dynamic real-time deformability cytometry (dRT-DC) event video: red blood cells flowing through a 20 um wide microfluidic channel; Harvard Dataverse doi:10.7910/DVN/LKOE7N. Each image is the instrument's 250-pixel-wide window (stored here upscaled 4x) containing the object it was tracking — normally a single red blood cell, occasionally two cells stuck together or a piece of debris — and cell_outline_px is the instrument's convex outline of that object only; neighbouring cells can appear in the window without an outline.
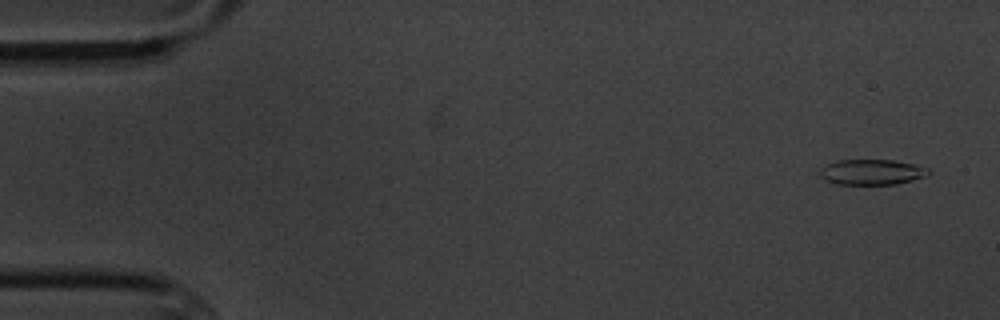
{"species": "common noctule bat (a hibernating species)", "species_latin": "Nyctalus noctula", "temperature_condition": "cold", "stored_images_in_passage": 5, "camera_frame_rate_fps": 3000, "um_per_image_px": 0.085, "animal": {"sex": "male", "body_mass_g": 20.1, "forearm_length_mm": 53.5}, "frame": {"image": 1, "passage_image": 1, "time_ms": 0.0, "image_size_px": [1000, 320], "cell_outline_px": [[932, 172], [924, 176], [912, 180], [896, 184], [836, 184], [820, 176], [820, 168], [836, 160], [892, 160], [916, 164], [928, 168]], "centroid_in_image_um": [74.12, 14.62], "position_along_channel_um": 10.9, "area_um2": 16.01}}
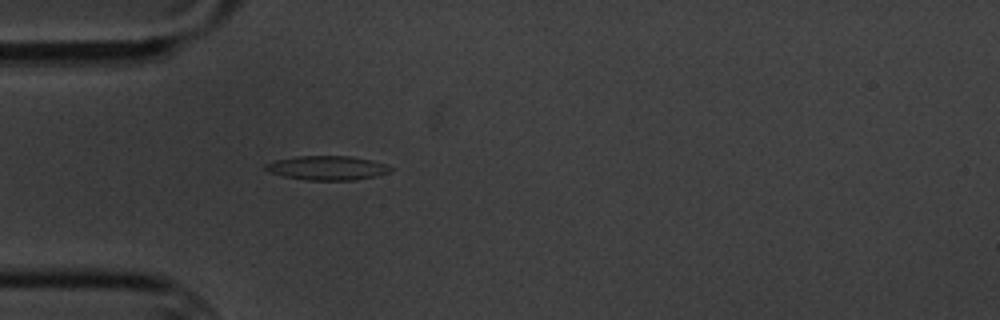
{"frame": {"image": 2, "passage_image": 5, "time_ms": 4.667, "image_size_px": [1000, 320], "cell_outline_px": [[392, 168], [388, 172], [356, 180], [304, 180], [284, 176], [268, 172], [264, 168], [264, 164], [276, 160], [296, 156], [348, 156], [372, 160], [388, 164]], "centroid_in_image_um": [27.78, 14.27], "position_along_channel_um": 57.2, "area_um2": 17.57}}